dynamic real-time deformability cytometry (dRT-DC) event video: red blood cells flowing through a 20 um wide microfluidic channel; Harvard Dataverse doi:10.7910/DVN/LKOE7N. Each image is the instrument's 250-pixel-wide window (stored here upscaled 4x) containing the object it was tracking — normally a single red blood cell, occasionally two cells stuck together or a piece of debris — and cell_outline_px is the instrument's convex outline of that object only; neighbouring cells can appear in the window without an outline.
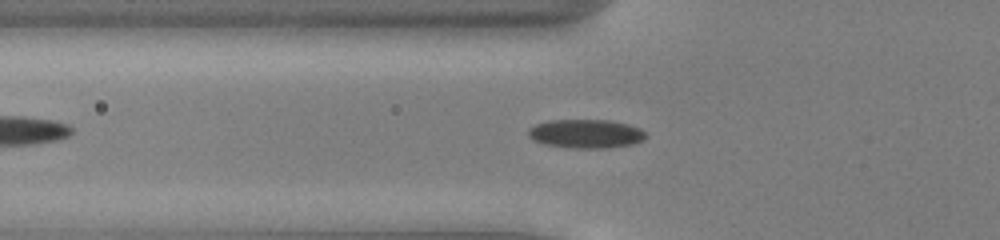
{"species": "common noctule bat (a hibernating species)", "species_latin": "Nyctalus noctula", "temperature_condition": "cold", "stored_images_in_passage": 41, "camera_frame_rate_fps": 3000, "um_per_image_px": 0.085, "animal": {"sex": "male", "body_mass_g": 13.0, "forearm_length_mm": 53.1}, "frame": {"image": 1, "passage_image": 10, "time_ms": 3.0, "image_size_px": [1000, 240], "cell_outline_px": [[648, 136], [644, 140], [632, 144], [608, 148], [572, 148], [544, 144], [532, 140], [528, 136], [528, 128], [536, 124], [548, 120], [608, 120], [628, 124], [640, 128]], "centroid_in_image_um": [49.79, 11.37], "position_along_channel_um": 76.0, "area_um2": 19.88}}
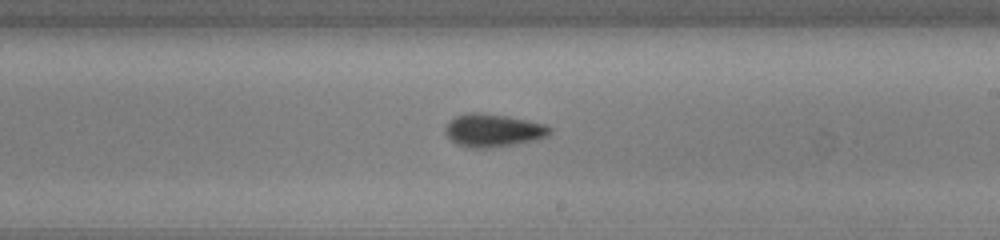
{"frame": {"image": 2, "passage_image": 23, "time_ms": 7.333, "image_size_px": [1000, 240], "cell_outline_px": [[552, 132], [548, 136], [540, 140], [492, 148], [468, 148], [456, 144], [444, 132], [444, 128], [448, 120], [456, 116], [468, 112], [484, 112], [508, 116], [544, 124], [552, 128]], "centroid_in_image_um": [41.92, 11.08], "position_along_channel_um": 247.1, "area_um2": 20.58}}
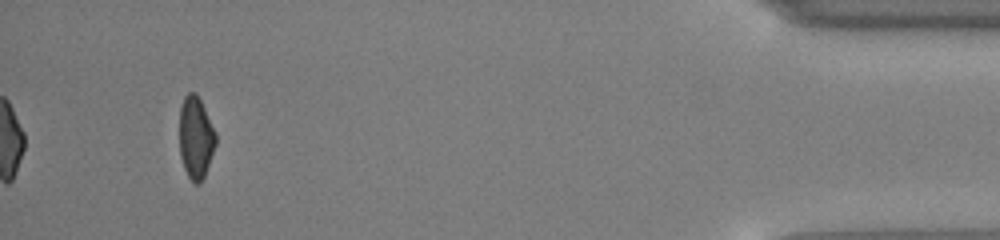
{"frame": {"image": 3, "passage_image": 41, "time_ms": 13.333, "image_size_px": [1000, 240], "cell_outline_px": [[216, 144], [204, 176], [200, 184], [196, 184], [188, 176], [184, 168], [180, 156], [180, 104], [184, 96], [188, 92], [196, 92], [216, 132]], "centroid_in_image_um": [16.63, 11.67], "position_along_channel_um": 418.6, "area_um2": 17.34}, "authors_computed_cell_mechanics": {"area_um2": 19.074, "velocity_mm_per_s": 3.9534, "shape_relaxation_time_tau1_ms": 4.0305, "shape_relaxation_time_tau2_ms": 10.7226, "deformation_change_tau1": 0.1038, "deformation_change_tau2": 0.1341}}